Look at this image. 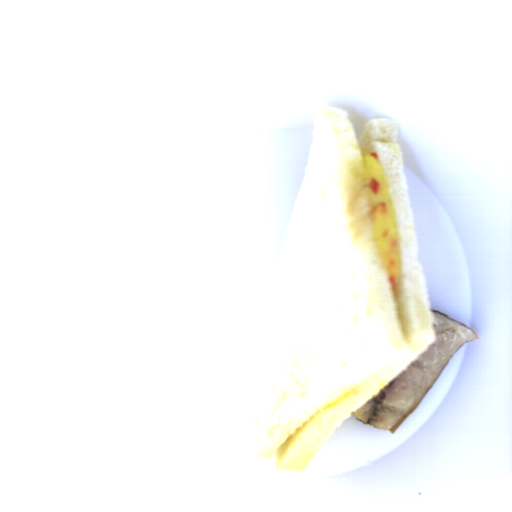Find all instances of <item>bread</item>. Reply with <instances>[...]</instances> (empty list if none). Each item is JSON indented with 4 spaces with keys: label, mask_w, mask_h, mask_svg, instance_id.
<instances>
[{
    "label": "bread",
    "mask_w": 512,
    "mask_h": 512,
    "mask_svg": "<svg viewBox=\"0 0 512 512\" xmlns=\"http://www.w3.org/2000/svg\"><path fill=\"white\" fill-rule=\"evenodd\" d=\"M365 150L390 185L402 259L395 293L372 230ZM436 339L396 120H368L357 139L345 110L318 111L279 258L245 454L303 470Z\"/></svg>",
    "instance_id": "8d2b1439"
}]
</instances>
